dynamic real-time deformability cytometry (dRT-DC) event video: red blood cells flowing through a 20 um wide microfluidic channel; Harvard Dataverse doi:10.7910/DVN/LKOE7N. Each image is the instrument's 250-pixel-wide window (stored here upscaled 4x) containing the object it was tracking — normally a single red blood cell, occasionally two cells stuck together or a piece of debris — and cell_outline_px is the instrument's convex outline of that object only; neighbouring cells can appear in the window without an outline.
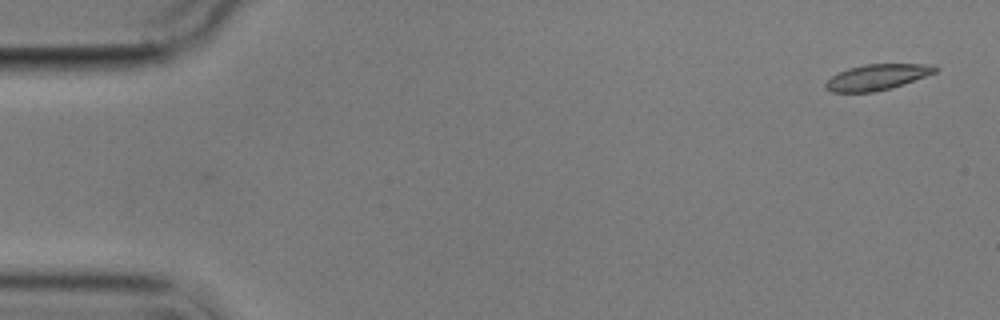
{"species": "common noctule bat (a hibernating species)", "species_latin": "Nyctalus noctula", "temperature_condition": "cold", "stored_images_in_passage": 5, "camera_frame_rate_fps": 3000, "um_per_image_px": 0.085, "animal": {"sex": "male", "body_mass_g": 17.9}, "frame": {"image": 1, "passage_image": 1, "time_ms": 0.0, "image_size_px": [1000, 320], "cell_outline_px": [[940, 68], [936, 72], [904, 84], [892, 88], [876, 92], [832, 92], [824, 88], [824, 84], [832, 76], [848, 68], [864, 64], [932, 64]], "centroid_in_image_um": [74.56, 6.56], "position_along_channel_um": 10.4, "area_um2": 16.53}}
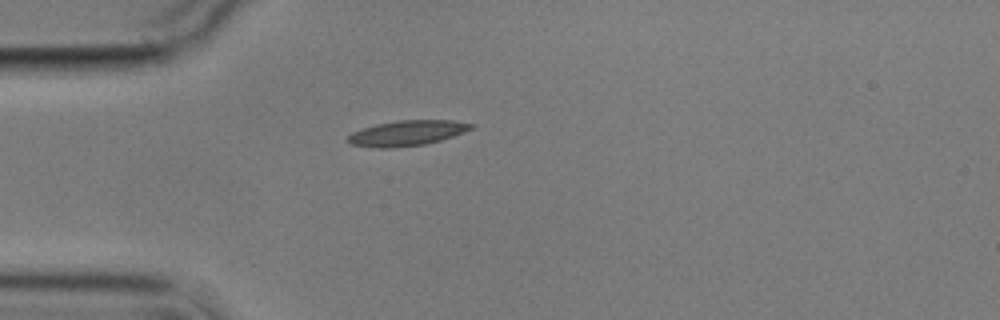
{"frame": {"image": 2, "passage_image": 4, "time_ms": 4.333, "image_size_px": [1000, 320], "cell_outline_px": [[472, 128], [464, 132], [440, 140], [424, 144], [388, 148], [376, 148], [352, 144], [348, 140], [348, 136], [352, 132], [376, 124], [396, 120], [452, 120], [472, 124]], "centroid_in_image_um": [34.58, 11.3], "position_along_channel_um": 50.4, "area_um2": 17.86}}